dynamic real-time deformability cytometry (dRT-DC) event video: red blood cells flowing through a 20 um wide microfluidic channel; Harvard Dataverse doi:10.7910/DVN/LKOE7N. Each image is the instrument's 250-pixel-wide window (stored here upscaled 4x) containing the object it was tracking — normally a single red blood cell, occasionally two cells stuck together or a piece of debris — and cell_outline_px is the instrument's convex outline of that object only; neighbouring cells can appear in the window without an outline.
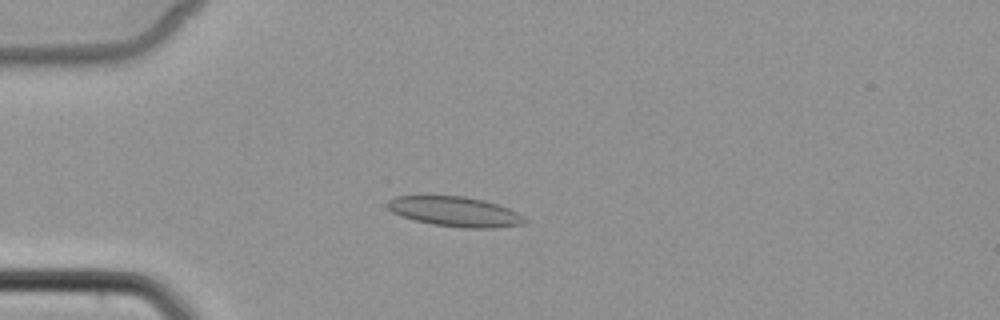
{"species": "common noctule bat (a hibernating species)", "species_latin": "Nyctalus noctula", "temperature_condition": "cold", "stored_images_in_passage": 5, "camera_frame_rate_fps": 3000, "um_per_image_px": 0.085, "animal": {"sex": "female", "body_mass_g": 22.7, "forearm_length_mm": 54.2}, "frame": {"image": 1, "passage_image": 3, "time_ms": 2.333, "image_size_px": [1000, 320], "cell_outline_px": [[528, 220], [524, 224], [496, 228], [464, 228], [432, 224], [400, 216], [392, 212], [388, 208], [388, 200], [396, 196], [464, 196], [484, 200], [508, 208], [524, 216]], "centroid_in_image_um": [38.7, 17.99], "position_along_channel_um": 46.3, "area_um2": 23.87}}
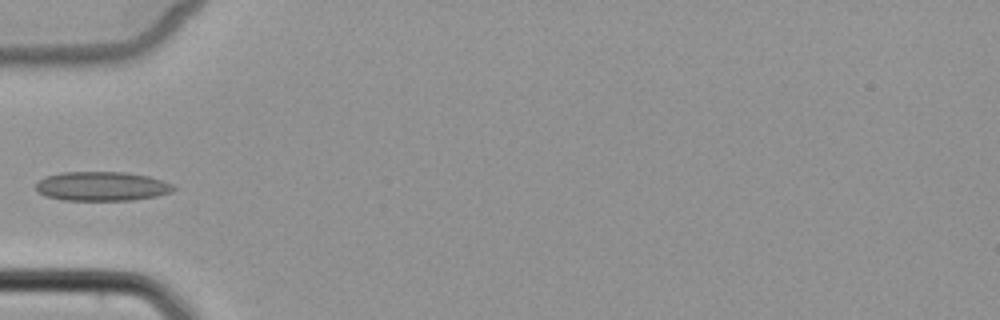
{"frame": {"image": 2, "passage_image": 4, "time_ms": 3.667, "image_size_px": [1000, 320], "cell_outline_px": [[176, 188], [172, 192], [156, 196], [132, 200], [64, 200], [44, 196], [36, 188], [36, 184], [44, 176], [60, 172], [128, 172], [148, 176], [172, 184]], "centroid_in_image_um": [8.65, 15.83], "position_along_channel_um": 76.4, "area_um2": 23.47}}
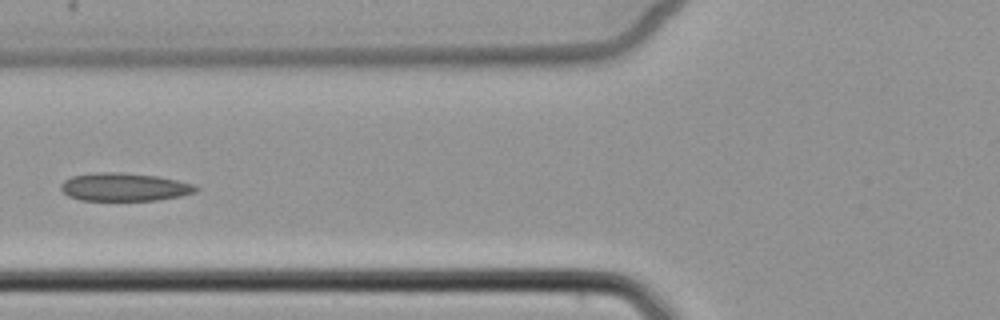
{"frame": {"image": 3, "passage_image": 5, "time_ms": 4.667, "image_size_px": [1000, 320], "cell_outline_px": [[200, 188], [196, 192], [180, 196], [156, 200], [80, 200], [68, 196], [60, 188], [60, 184], [64, 180], [72, 176], [96, 172], [120, 172], [156, 176], [176, 180], [192, 184]], "centroid_in_image_um": [10.54, 15.89], "position_along_channel_um": 115.3, "area_um2": 22.02}}